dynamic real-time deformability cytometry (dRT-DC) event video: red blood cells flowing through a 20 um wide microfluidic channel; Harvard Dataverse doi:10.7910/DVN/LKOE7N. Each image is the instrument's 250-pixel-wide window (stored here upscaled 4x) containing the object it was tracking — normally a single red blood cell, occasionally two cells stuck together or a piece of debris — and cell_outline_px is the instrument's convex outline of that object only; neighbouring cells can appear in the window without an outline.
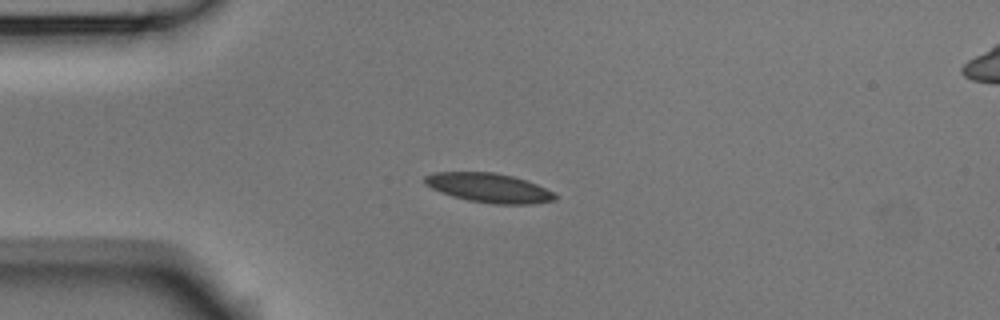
{"species": "Egyptian fruit bat (a non-hibernating species)", "species_latin": "Rousettus aegyptiacus", "temperature_condition": "room temperature", "stored_images_in_passage": 7, "camera_frame_rate_fps": 3000, "um_per_image_px": 0.085, "animal": {"sex": "male"}, "frame": {"image": 1, "passage_image": 1, "time_ms": 0.0, "image_size_px": [1000, 320], "cell_outline_px": [[556, 200], [532, 204], [492, 204], [468, 200], [452, 196], [440, 192], [424, 184], [424, 176], [432, 172], [492, 172], [512, 176], [536, 184], [552, 192], [556, 196]], "centroid_in_image_um": [41.51, 15.97], "position_along_channel_um": 43.5, "area_um2": 22.14}}
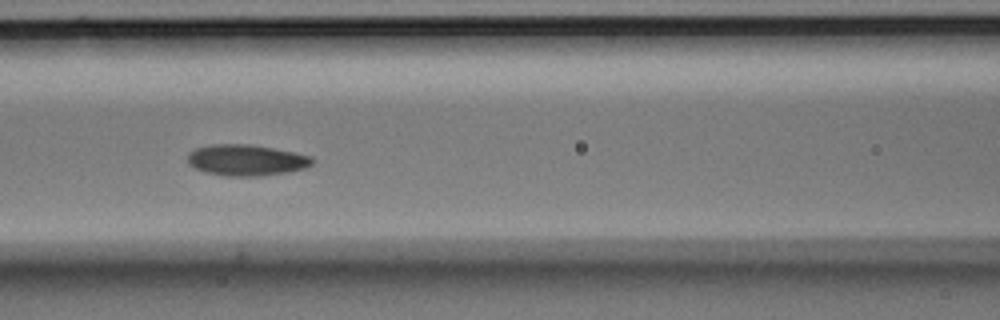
{"frame": {"image": 2, "passage_image": 4, "time_ms": 1.0, "image_size_px": [1000, 320], "cell_outline_px": [[316, 160], [312, 164], [304, 168], [288, 172], [260, 176], [224, 176], [204, 172], [188, 164], [188, 152], [196, 148], [212, 144], [248, 144], [272, 148], [312, 156]], "centroid_in_image_um": [20.93, 13.61], "position_along_channel_um": 145.7, "area_um2": 22.66}}
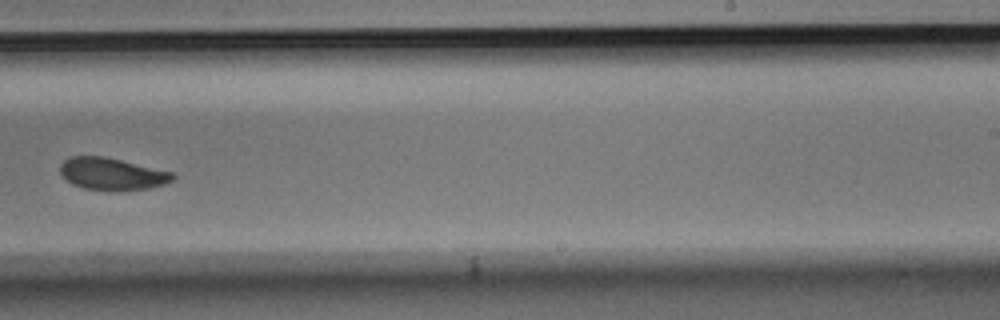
{"frame": {"image": 3, "passage_image": 7, "time_ms": 2.0, "image_size_px": [1000, 320], "cell_outline_px": [[176, 176], [172, 180], [164, 184], [148, 188], [116, 192], [84, 188], [72, 184], [60, 172], [60, 164], [64, 160], [72, 156], [104, 156], [172, 172]], "centroid_in_image_um": [9.51, 14.79], "position_along_channel_um": 279.5, "area_um2": 21.1}}